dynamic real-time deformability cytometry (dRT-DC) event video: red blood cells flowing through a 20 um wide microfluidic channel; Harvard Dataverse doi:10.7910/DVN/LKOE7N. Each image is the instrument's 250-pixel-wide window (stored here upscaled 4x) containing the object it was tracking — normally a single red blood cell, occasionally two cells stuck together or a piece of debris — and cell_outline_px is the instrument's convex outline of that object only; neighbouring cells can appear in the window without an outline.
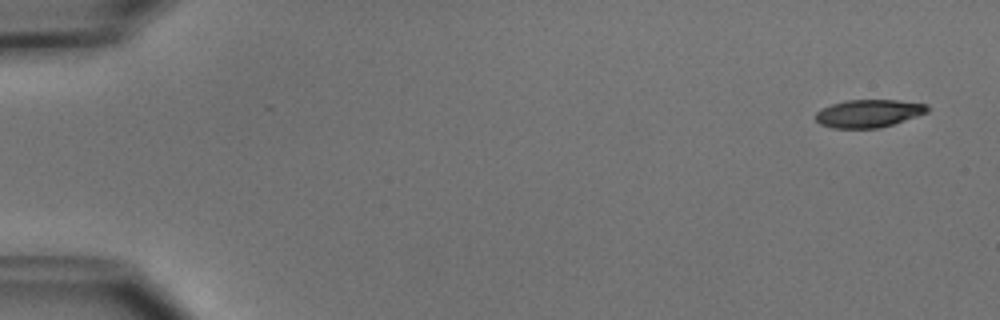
{"species": "common noctule bat (a hibernating species)", "species_latin": "Nyctalus noctula", "temperature_condition": "cold", "stored_images_in_passage": 6, "camera_frame_rate_fps": 3000, "um_per_image_px": 0.085, "animal": {"sex": "male", "body_mass_g": 15.6}, "frame": {"image": 1, "passage_image": 1, "time_ms": 0.0, "image_size_px": [1000, 320], "cell_outline_px": [[928, 112], [880, 128], [832, 128], [820, 124], [816, 120], [816, 112], [832, 104], [848, 100], [896, 100], [928, 104]], "centroid_in_image_um": [73.83, 9.64], "position_along_channel_um": 11.2, "area_um2": 17.92}}